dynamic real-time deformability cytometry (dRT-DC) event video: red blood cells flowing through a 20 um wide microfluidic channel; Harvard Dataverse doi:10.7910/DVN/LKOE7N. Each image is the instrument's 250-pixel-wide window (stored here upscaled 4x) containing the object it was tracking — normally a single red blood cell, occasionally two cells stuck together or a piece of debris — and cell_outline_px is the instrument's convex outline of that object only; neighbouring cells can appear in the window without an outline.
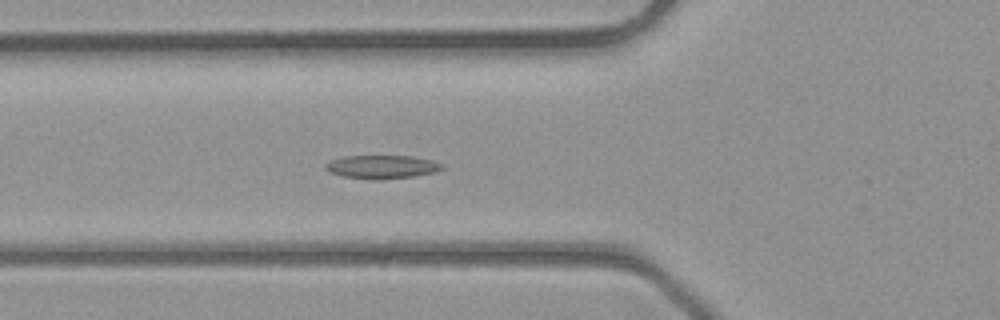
{"species": "common noctule bat (a hibernating species)", "species_latin": "Nyctalus noctula", "temperature_condition": "room temperature", "stored_images_in_passage": 40, "camera_frame_rate_fps": 3000, "um_per_image_px": 0.085, "animal": {"sex": "male", "body_mass_g": 23.1, "forearm_length_mm": 52.7}, "frame": {"image": 1, "passage_image": 15, "time_ms": 4.667, "image_size_px": [1000, 320], "cell_outline_px": [[444, 168], [436, 172], [412, 176], [380, 180], [372, 180], [344, 176], [332, 172], [324, 168], [324, 164], [328, 160], [344, 156], [412, 156], [432, 160], [444, 164]], "centroid_in_image_um": [32.47, 14.18], "position_along_channel_um": 93.3, "area_um2": 16.01}}
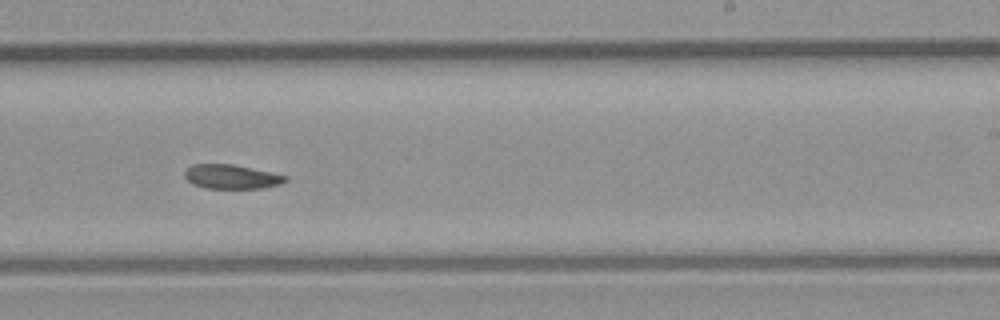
{"frame": {"image": 2, "passage_image": 25, "time_ms": 8.0, "image_size_px": [1000, 320], "cell_outline_px": [[288, 180], [280, 184], [260, 188], [204, 188], [188, 180], [184, 176], [184, 172], [192, 164], [232, 164], [272, 172], [288, 176]], "centroid_in_image_um": [19.7, 15.01], "position_along_channel_um": 269.3, "area_um2": 14.1}}
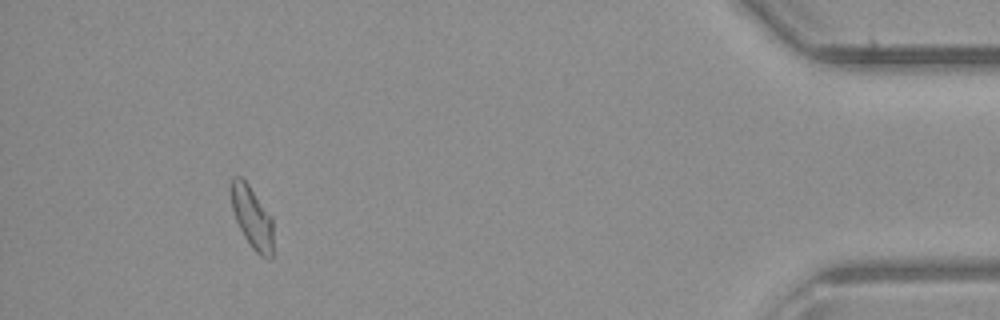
{"frame": {"image": 3, "passage_image": 37, "time_ms": 12.0, "image_size_px": [1000, 320], "cell_outline_px": [[272, 256], [268, 260], [260, 256], [252, 248], [244, 236], [236, 220], [232, 208], [228, 188], [232, 176], [240, 176], [248, 184], [272, 216]], "centroid_in_image_um": [21.39, 18.44], "position_along_channel_um": 413.8, "area_um2": 15.49}}